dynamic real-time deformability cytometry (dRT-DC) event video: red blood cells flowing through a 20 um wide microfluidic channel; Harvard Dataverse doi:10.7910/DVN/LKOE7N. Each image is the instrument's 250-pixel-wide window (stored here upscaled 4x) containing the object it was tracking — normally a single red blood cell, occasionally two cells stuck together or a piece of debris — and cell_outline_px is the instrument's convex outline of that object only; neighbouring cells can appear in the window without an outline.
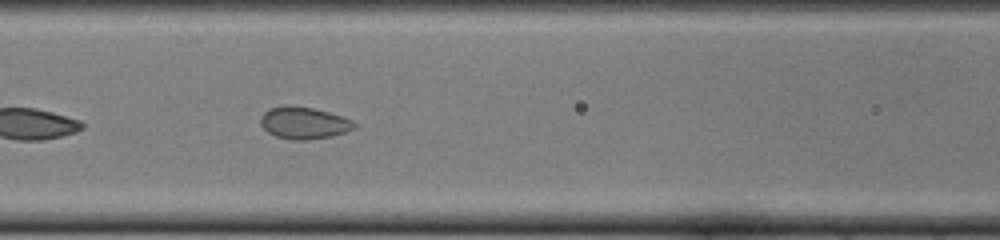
{"species": "common noctule bat (a hibernating species)", "species_latin": "Nyctalus noctula", "temperature_condition": "cold", "stored_images_in_passage": 24, "camera_frame_rate_fps": 3000, "um_per_image_px": 0.085, "animal": {"sex": "female", "body_mass_g": 22.0, "forearm_length_mm": 56.7}, "frame": {"image": 1, "passage_image": 21, "time_ms": 6.667, "image_size_px": [1000, 240], "cell_outline_px": [[356, 128], [332, 136], [308, 140], [292, 140], [276, 136], [268, 132], [260, 124], [260, 116], [268, 108], [288, 104], [312, 108], [328, 112], [352, 120], [356, 124]], "centroid_in_image_um": [25.8, 10.44], "position_along_channel_um": 140.8, "area_um2": 17.57}}